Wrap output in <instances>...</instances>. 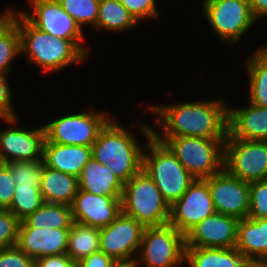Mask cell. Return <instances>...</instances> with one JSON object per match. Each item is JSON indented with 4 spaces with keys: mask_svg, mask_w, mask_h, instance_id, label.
<instances>
[{
    "mask_svg": "<svg viewBox=\"0 0 267 267\" xmlns=\"http://www.w3.org/2000/svg\"><path fill=\"white\" fill-rule=\"evenodd\" d=\"M60 6L84 30L88 27L96 31L100 0H57ZM90 26V27H89Z\"/></svg>",
    "mask_w": 267,
    "mask_h": 267,
    "instance_id": "4dcf8cb0",
    "label": "cell"
},
{
    "mask_svg": "<svg viewBox=\"0 0 267 267\" xmlns=\"http://www.w3.org/2000/svg\"><path fill=\"white\" fill-rule=\"evenodd\" d=\"M115 117L107 111L90 108L58 116L43 125L45 141L63 145L92 146L100 131Z\"/></svg>",
    "mask_w": 267,
    "mask_h": 267,
    "instance_id": "52a82bcc",
    "label": "cell"
},
{
    "mask_svg": "<svg viewBox=\"0 0 267 267\" xmlns=\"http://www.w3.org/2000/svg\"><path fill=\"white\" fill-rule=\"evenodd\" d=\"M215 213L205 179H195L185 193L170 206L168 224L184 236L199 222Z\"/></svg>",
    "mask_w": 267,
    "mask_h": 267,
    "instance_id": "5bb4252c",
    "label": "cell"
},
{
    "mask_svg": "<svg viewBox=\"0 0 267 267\" xmlns=\"http://www.w3.org/2000/svg\"><path fill=\"white\" fill-rule=\"evenodd\" d=\"M138 122L140 124L135 122L127 128L119 119L116 120L115 116L100 131L92 145V157L107 165L124 185L142 170L143 151L147 140L152 136V125L143 122L142 119ZM135 124H138L137 129L141 134L138 132L137 135L145 138L144 144L141 142L143 139L139 141L136 137V131L135 134L133 132Z\"/></svg>",
    "mask_w": 267,
    "mask_h": 267,
    "instance_id": "7a4b0ae2",
    "label": "cell"
},
{
    "mask_svg": "<svg viewBox=\"0 0 267 267\" xmlns=\"http://www.w3.org/2000/svg\"><path fill=\"white\" fill-rule=\"evenodd\" d=\"M11 19L18 25L21 38V56L29 65L39 67L45 75L60 72L68 66L82 64L88 56L71 40L50 36L35 27L17 8Z\"/></svg>",
    "mask_w": 267,
    "mask_h": 267,
    "instance_id": "3957f363",
    "label": "cell"
},
{
    "mask_svg": "<svg viewBox=\"0 0 267 267\" xmlns=\"http://www.w3.org/2000/svg\"><path fill=\"white\" fill-rule=\"evenodd\" d=\"M16 188L9 168L0 163V209L7 210L10 205Z\"/></svg>",
    "mask_w": 267,
    "mask_h": 267,
    "instance_id": "74e56055",
    "label": "cell"
},
{
    "mask_svg": "<svg viewBox=\"0 0 267 267\" xmlns=\"http://www.w3.org/2000/svg\"><path fill=\"white\" fill-rule=\"evenodd\" d=\"M165 143L195 179H206L224 169L225 139L200 137L156 138Z\"/></svg>",
    "mask_w": 267,
    "mask_h": 267,
    "instance_id": "8992f818",
    "label": "cell"
},
{
    "mask_svg": "<svg viewBox=\"0 0 267 267\" xmlns=\"http://www.w3.org/2000/svg\"><path fill=\"white\" fill-rule=\"evenodd\" d=\"M205 180L208 183L215 212L239 220L248 217L249 183L232 176L225 169Z\"/></svg>",
    "mask_w": 267,
    "mask_h": 267,
    "instance_id": "9a60e30c",
    "label": "cell"
},
{
    "mask_svg": "<svg viewBox=\"0 0 267 267\" xmlns=\"http://www.w3.org/2000/svg\"><path fill=\"white\" fill-rule=\"evenodd\" d=\"M91 157L92 146L63 145L44 141V164L60 172L78 177Z\"/></svg>",
    "mask_w": 267,
    "mask_h": 267,
    "instance_id": "ffe728a7",
    "label": "cell"
},
{
    "mask_svg": "<svg viewBox=\"0 0 267 267\" xmlns=\"http://www.w3.org/2000/svg\"><path fill=\"white\" fill-rule=\"evenodd\" d=\"M245 257L236 248L185 247V266L242 267Z\"/></svg>",
    "mask_w": 267,
    "mask_h": 267,
    "instance_id": "d4e9b609",
    "label": "cell"
},
{
    "mask_svg": "<svg viewBox=\"0 0 267 267\" xmlns=\"http://www.w3.org/2000/svg\"><path fill=\"white\" fill-rule=\"evenodd\" d=\"M224 169L247 183L264 180L267 175V141L233 138L228 133L224 146Z\"/></svg>",
    "mask_w": 267,
    "mask_h": 267,
    "instance_id": "8fae6325",
    "label": "cell"
},
{
    "mask_svg": "<svg viewBox=\"0 0 267 267\" xmlns=\"http://www.w3.org/2000/svg\"><path fill=\"white\" fill-rule=\"evenodd\" d=\"M118 263L104 252L98 251L83 258L76 267H115Z\"/></svg>",
    "mask_w": 267,
    "mask_h": 267,
    "instance_id": "f35d334b",
    "label": "cell"
},
{
    "mask_svg": "<svg viewBox=\"0 0 267 267\" xmlns=\"http://www.w3.org/2000/svg\"><path fill=\"white\" fill-rule=\"evenodd\" d=\"M121 208L144 227L163 226L169 221L170 205L143 169L124 185Z\"/></svg>",
    "mask_w": 267,
    "mask_h": 267,
    "instance_id": "5b68a950",
    "label": "cell"
},
{
    "mask_svg": "<svg viewBox=\"0 0 267 267\" xmlns=\"http://www.w3.org/2000/svg\"><path fill=\"white\" fill-rule=\"evenodd\" d=\"M247 103L242 108L228 105V133L233 138L267 141V107Z\"/></svg>",
    "mask_w": 267,
    "mask_h": 267,
    "instance_id": "d6986e66",
    "label": "cell"
},
{
    "mask_svg": "<svg viewBox=\"0 0 267 267\" xmlns=\"http://www.w3.org/2000/svg\"><path fill=\"white\" fill-rule=\"evenodd\" d=\"M24 221L30 227L41 229H70L74 223L69 205L45 202Z\"/></svg>",
    "mask_w": 267,
    "mask_h": 267,
    "instance_id": "4316f807",
    "label": "cell"
},
{
    "mask_svg": "<svg viewBox=\"0 0 267 267\" xmlns=\"http://www.w3.org/2000/svg\"><path fill=\"white\" fill-rule=\"evenodd\" d=\"M20 220L9 210L0 209V250L16 246Z\"/></svg>",
    "mask_w": 267,
    "mask_h": 267,
    "instance_id": "e575fe53",
    "label": "cell"
},
{
    "mask_svg": "<svg viewBox=\"0 0 267 267\" xmlns=\"http://www.w3.org/2000/svg\"><path fill=\"white\" fill-rule=\"evenodd\" d=\"M40 191L45 203L71 205L78 191L76 176L43 165Z\"/></svg>",
    "mask_w": 267,
    "mask_h": 267,
    "instance_id": "7402d4cb",
    "label": "cell"
},
{
    "mask_svg": "<svg viewBox=\"0 0 267 267\" xmlns=\"http://www.w3.org/2000/svg\"><path fill=\"white\" fill-rule=\"evenodd\" d=\"M12 75H2L0 74V119H8L18 117L17 110H15L13 95L12 94V84L9 82V77Z\"/></svg>",
    "mask_w": 267,
    "mask_h": 267,
    "instance_id": "d590c367",
    "label": "cell"
},
{
    "mask_svg": "<svg viewBox=\"0 0 267 267\" xmlns=\"http://www.w3.org/2000/svg\"><path fill=\"white\" fill-rule=\"evenodd\" d=\"M4 164L9 168L16 186H37L40 189L43 160L12 161Z\"/></svg>",
    "mask_w": 267,
    "mask_h": 267,
    "instance_id": "1f68e13d",
    "label": "cell"
},
{
    "mask_svg": "<svg viewBox=\"0 0 267 267\" xmlns=\"http://www.w3.org/2000/svg\"><path fill=\"white\" fill-rule=\"evenodd\" d=\"M158 0H120L121 4L129 11L135 20L141 25L142 21L159 19L161 11L157 7Z\"/></svg>",
    "mask_w": 267,
    "mask_h": 267,
    "instance_id": "836d02e7",
    "label": "cell"
},
{
    "mask_svg": "<svg viewBox=\"0 0 267 267\" xmlns=\"http://www.w3.org/2000/svg\"><path fill=\"white\" fill-rule=\"evenodd\" d=\"M211 1H213V0H203V2L201 1V3H200L202 5H200V6L202 7L204 4H207L208 2H211Z\"/></svg>",
    "mask_w": 267,
    "mask_h": 267,
    "instance_id": "f6af8a7d",
    "label": "cell"
},
{
    "mask_svg": "<svg viewBox=\"0 0 267 267\" xmlns=\"http://www.w3.org/2000/svg\"><path fill=\"white\" fill-rule=\"evenodd\" d=\"M44 203L40 189L37 186H16L10 207L20 221H23Z\"/></svg>",
    "mask_w": 267,
    "mask_h": 267,
    "instance_id": "f546056e",
    "label": "cell"
},
{
    "mask_svg": "<svg viewBox=\"0 0 267 267\" xmlns=\"http://www.w3.org/2000/svg\"><path fill=\"white\" fill-rule=\"evenodd\" d=\"M70 229L30 227L20 221L16 246L34 260L44 256L66 254Z\"/></svg>",
    "mask_w": 267,
    "mask_h": 267,
    "instance_id": "ac0fdd59",
    "label": "cell"
},
{
    "mask_svg": "<svg viewBox=\"0 0 267 267\" xmlns=\"http://www.w3.org/2000/svg\"><path fill=\"white\" fill-rule=\"evenodd\" d=\"M35 260L17 246L0 250V267H34Z\"/></svg>",
    "mask_w": 267,
    "mask_h": 267,
    "instance_id": "8d00e7d4",
    "label": "cell"
},
{
    "mask_svg": "<svg viewBox=\"0 0 267 267\" xmlns=\"http://www.w3.org/2000/svg\"><path fill=\"white\" fill-rule=\"evenodd\" d=\"M75 223L103 228L122 212L121 196H100L79 190L70 205Z\"/></svg>",
    "mask_w": 267,
    "mask_h": 267,
    "instance_id": "e0dca14e",
    "label": "cell"
},
{
    "mask_svg": "<svg viewBox=\"0 0 267 267\" xmlns=\"http://www.w3.org/2000/svg\"><path fill=\"white\" fill-rule=\"evenodd\" d=\"M21 56L18 25L10 19L0 28V74L12 75L13 61Z\"/></svg>",
    "mask_w": 267,
    "mask_h": 267,
    "instance_id": "f1b7e54d",
    "label": "cell"
},
{
    "mask_svg": "<svg viewBox=\"0 0 267 267\" xmlns=\"http://www.w3.org/2000/svg\"><path fill=\"white\" fill-rule=\"evenodd\" d=\"M27 1L29 7L27 9L18 8V10L35 27L47 32L50 36L73 41L87 56H91L90 50L92 49L88 48L85 42L87 37H85L84 31L57 0Z\"/></svg>",
    "mask_w": 267,
    "mask_h": 267,
    "instance_id": "30bf717a",
    "label": "cell"
},
{
    "mask_svg": "<svg viewBox=\"0 0 267 267\" xmlns=\"http://www.w3.org/2000/svg\"><path fill=\"white\" fill-rule=\"evenodd\" d=\"M242 267H267V259L245 258Z\"/></svg>",
    "mask_w": 267,
    "mask_h": 267,
    "instance_id": "b9f144b4",
    "label": "cell"
},
{
    "mask_svg": "<svg viewBox=\"0 0 267 267\" xmlns=\"http://www.w3.org/2000/svg\"><path fill=\"white\" fill-rule=\"evenodd\" d=\"M222 97L182 101L171 104H147L155 116L152 135L155 138L200 137L226 139L228 105ZM156 127V128H154Z\"/></svg>",
    "mask_w": 267,
    "mask_h": 267,
    "instance_id": "6da1fadb",
    "label": "cell"
},
{
    "mask_svg": "<svg viewBox=\"0 0 267 267\" xmlns=\"http://www.w3.org/2000/svg\"><path fill=\"white\" fill-rule=\"evenodd\" d=\"M78 189L100 196H122L124 184L103 165L91 157L77 177Z\"/></svg>",
    "mask_w": 267,
    "mask_h": 267,
    "instance_id": "44dd1931",
    "label": "cell"
},
{
    "mask_svg": "<svg viewBox=\"0 0 267 267\" xmlns=\"http://www.w3.org/2000/svg\"><path fill=\"white\" fill-rule=\"evenodd\" d=\"M201 11L219 42L231 49L257 24L249 0H213L204 4Z\"/></svg>",
    "mask_w": 267,
    "mask_h": 267,
    "instance_id": "ba28073f",
    "label": "cell"
},
{
    "mask_svg": "<svg viewBox=\"0 0 267 267\" xmlns=\"http://www.w3.org/2000/svg\"><path fill=\"white\" fill-rule=\"evenodd\" d=\"M249 199L248 218H267V181L265 179L249 183Z\"/></svg>",
    "mask_w": 267,
    "mask_h": 267,
    "instance_id": "d6a6232c",
    "label": "cell"
},
{
    "mask_svg": "<svg viewBox=\"0 0 267 267\" xmlns=\"http://www.w3.org/2000/svg\"><path fill=\"white\" fill-rule=\"evenodd\" d=\"M98 228L73 223L68 236L66 254L77 264L83 258L100 251Z\"/></svg>",
    "mask_w": 267,
    "mask_h": 267,
    "instance_id": "83f0119b",
    "label": "cell"
},
{
    "mask_svg": "<svg viewBox=\"0 0 267 267\" xmlns=\"http://www.w3.org/2000/svg\"><path fill=\"white\" fill-rule=\"evenodd\" d=\"M142 169L154 181L170 206L195 180L168 146L153 135L147 140L143 151Z\"/></svg>",
    "mask_w": 267,
    "mask_h": 267,
    "instance_id": "277c9868",
    "label": "cell"
},
{
    "mask_svg": "<svg viewBox=\"0 0 267 267\" xmlns=\"http://www.w3.org/2000/svg\"><path fill=\"white\" fill-rule=\"evenodd\" d=\"M139 23L120 0H100L96 30L120 34L135 30ZM112 31V32H111Z\"/></svg>",
    "mask_w": 267,
    "mask_h": 267,
    "instance_id": "484cf974",
    "label": "cell"
},
{
    "mask_svg": "<svg viewBox=\"0 0 267 267\" xmlns=\"http://www.w3.org/2000/svg\"><path fill=\"white\" fill-rule=\"evenodd\" d=\"M236 248L245 258L267 259V218L240 219Z\"/></svg>",
    "mask_w": 267,
    "mask_h": 267,
    "instance_id": "603a6c76",
    "label": "cell"
},
{
    "mask_svg": "<svg viewBox=\"0 0 267 267\" xmlns=\"http://www.w3.org/2000/svg\"><path fill=\"white\" fill-rule=\"evenodd\" d=\"M34 267H76V263L67 254H59L37 258Z\"/></svg>",
    "mask_w": 267,
    "mask_h": 267,
    "instance_id": "ab89813d",
    "label": "cell"
},
{
    "mask_svg": "<svg viewBox=\"0 0 267 267\" xmlns=\"http://www.w3.org/2000/svg\"><path fill=\"white\" fill-rule=\"evenodd\" d=\"M238 223L233 216L215 212L185 235V247H236Z\"/></svg>",
    "mask_w": 267,
    "mask_h": 267,
    "instance_id": "2e32d148",
    "label": "cell"
},
{
    "mask_svg": "<svg viewBox=\"0 0 267 267\" xmlns=\"http://www.w3.org/2000/svg\"><path fill=\"white\" fill-rule=\"evenodd\" d=\"M115 267H133V266L129 264H117Z\"/></svg>",
    "mask_w": 267,
    "mask_h": 267,
    "instance_id": "ee69618b",
    "label": "cell"
},
{
    "mask_svg": "<svg viewBox=\"0 0 267 267\" xmlns=\"http://www.w3.org/2000/svg\"><path fill=\"white\" fill-rule=\"evenodd\" d=\"M252 14L257 22L267 17V0H249ZM261 19V21H259Z\"/></svg>",
    "mask_w": 267,
    "mask_h": 267,
    "instance_id": "60d3db41",
    "label": "cell"
},
{
    "mask_svg": "<svg viewBox=\"0 0 267 267\" xmlns=\"http://www.w3.org/2000/svg\"><path fill=\"white\" fill-rule=\"evenodd\" d=\"M0 120L8 124L0 130V163L43 160L45 132L42 124L31 129L28 125L22 127L18 117Z\"/></svg>",
    "mask_w": 267,
    "mask_h": 267,
    "instance_id": "4fadbf2b",
    "label": "cell"
},
{
    "mask_svg": "<svg viewBox=\"0 0 267 267\" xmlns=\"http://www.w3.org/2000/svg\"><path fill=\"white\" fill-rule=\"evenodd\" d=\"M12 7L13 6L8 5L6 10L4 9L3 11H0V28L11 19V15L14 10Z\"/></svg>",
    "mask_w": 267,
    "mask_h": 267,
    "instance_id": "7bdbcfd3",
    "label": "cell"
},
{
    "mask_svg": "<svg viewBox=\"0 0 267 267\" xmlns=\"http://www.w3.org/2000/svg\"><path fill=\"white\" fill-rule=\"evenodd\" d=\"M245 57V71L248 79V101L260 107H267V45H261Z\"/></svg>",
    "mask_w": 267,
    "mask_h": 267,
    "instance_id": "cb8c5ba5",
    "label": "cell"
},
{
    "mask_svg": "<svg viewBox=\"0 0 267 267\" xmlns=\"http://www.w3.org/2000/svg\"><path fill=\"white\" fill-rule=\"evenodd\" d=\"M184 259L185 236L180 231L169 224L145 227L133 267H181Z\"/></svg>",
    "mask_w": 267,
    "mask_h": 267,
    "instance_id": "9c48e42d",
    "label": "cell"
},
{
    "mask_svg": "<svg viewBox=\"0 0 267 267\" xmlns=\"http://www.w3.org/2000/svg\"><path fill=\"white\" fill-rule=\"evenodd\" d=\"M145 227L121 212L108 226L100 228V251L118 264L134 265Z\"/></svg>",
    "mask_w": 267,
    "mask_h": 267,
    "instance_id": "7c38bea8",
    "label": "cell"
}]
</instances>
